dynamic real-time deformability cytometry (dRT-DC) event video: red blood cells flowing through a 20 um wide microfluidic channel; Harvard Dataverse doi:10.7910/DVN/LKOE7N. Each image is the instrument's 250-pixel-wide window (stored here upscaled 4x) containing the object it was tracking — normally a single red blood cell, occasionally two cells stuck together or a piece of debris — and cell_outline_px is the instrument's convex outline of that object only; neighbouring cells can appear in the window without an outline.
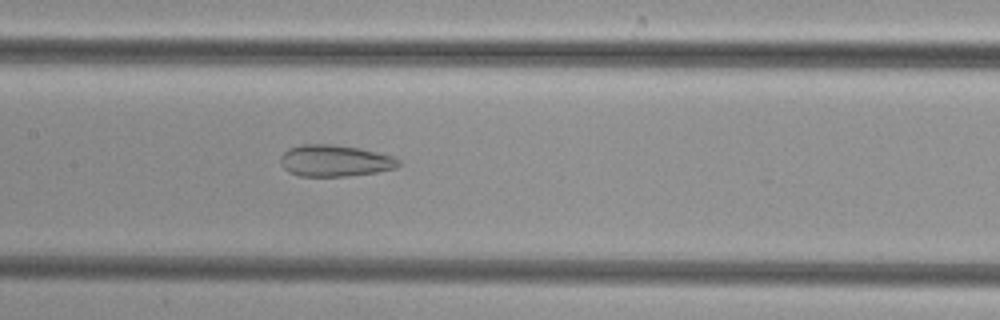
{"species": "common noctule bat (a hibernating species)", "species_latin": "Nyctalus noctula", "temperature_condition": "cold", "stored_images_in_passage": 41, "camera_frame_rate_fps": 3000, "um_per_image_px": 0.085, "animal": {"sex": "female", "body_mass_g": 29.2, "forearm_length_mm": 56.3}, "frame": {"image": 1, "passage_image": 15, "time_ms": 4.667, "image_size_px": [1000, 320], "cell_outline_px": [[400, 164], [396, 168], [376, 172], [348, 176], [300, 176], [288, 172], [280, 164], [280, 156], [288, 148], [300, 144], [332, 144], [360, 148], [392, 156], [400, 160]], "centroid_in_image_um": [28.43, 13.66], "position_along_channel_um": 179.0, "area_um2": 21.85}}
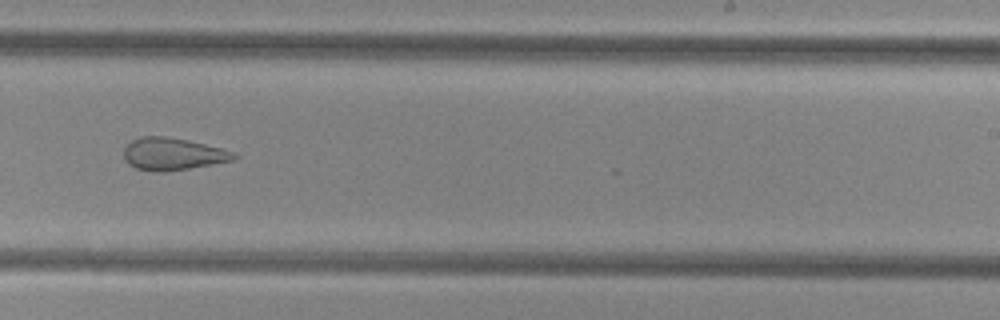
{"frame": {"image": 2, "passage_image": 22, "time_ms": 7.0, "image_size_px": [1000, 320], "cell_outline_px": [[240, 156], [236, 160], [164, 172], [156, 172], [136, 168], [128, 164], [124, 160], [124, 148], [132, 140], [140, 136], [164, 136], [188, 140], [220, 148], [232, 152]], "centroid_in_image_um": [14.67, 13.09], "position_along_channel_um": 274.3, "area_um2": 20.69}}
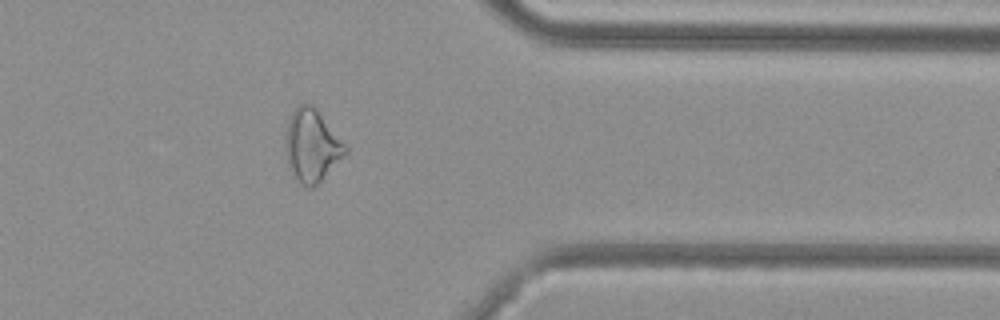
{"frame": {"image": 3, "passage_image": 31, "time_ms": 10.0, "image_size_px": [1000, 320], "cell_outline_px": [[348, 152], [312, 188], [308, 188], [300, 184], [292, 176], [288, 168], [284, 152], [284, 132], [288, 120], [292, 112], [300, 104], [312, 104], [316, 108], [348, 148]], "centroid_in_image_um": [26.44, 12.39], "position_along_channel_um": 385.0, "area_um2": 25.49}}